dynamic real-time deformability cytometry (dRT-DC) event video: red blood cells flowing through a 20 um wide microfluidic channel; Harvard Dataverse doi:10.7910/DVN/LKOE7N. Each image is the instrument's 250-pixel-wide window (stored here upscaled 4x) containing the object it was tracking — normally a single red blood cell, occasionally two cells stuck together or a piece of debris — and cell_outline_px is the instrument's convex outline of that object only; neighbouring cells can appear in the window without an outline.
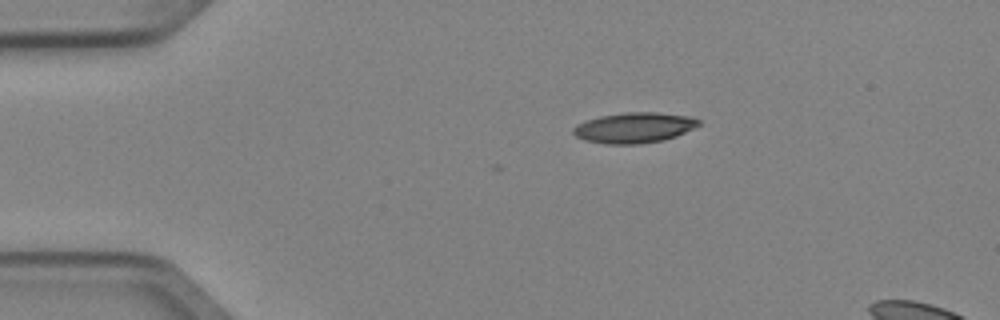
{"species": "Egyptian fruit bat (a non-hibernating species)", "species_latin": "Rousettus aegyptiacus", "temperature_condition": "cold", "stored_images_in_passage": 2, "camera_frame_rate_fps": 3000, "um_per_image_px": 0.085, "animal": {"sex": "female"}, "frame": {"image": 1, "passage_image": 1, "time_ms": 0.0, "image_size_px": [1000, 320], "cell_outline_px": [[700, 124], [676, 136], [664, 140], [640, 144], [604, 144], [584, 140], [576, 136], [572, 132], [572, 128], [576, 124], [600, 116], [624, 112], [656, 112], [688, 116], [700, 120]], "centroid_in_image_um": [53.87, 10.86], "position_along_channel_um": 31.1, "area_um2": 22.25}}